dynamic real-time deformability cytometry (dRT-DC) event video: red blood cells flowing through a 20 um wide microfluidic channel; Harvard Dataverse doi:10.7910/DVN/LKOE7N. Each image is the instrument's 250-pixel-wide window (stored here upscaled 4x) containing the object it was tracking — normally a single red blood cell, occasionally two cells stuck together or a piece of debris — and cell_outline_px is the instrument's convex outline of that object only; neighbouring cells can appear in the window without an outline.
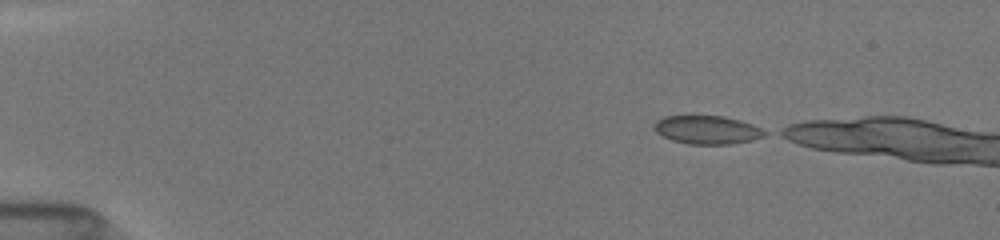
{"species": "common noctule bat (a hibernating species)", "species_latin": "Nyctalus noctula", "temperature_condition": "room temperature", "stored_images_in_passage": 5, "camera_frame_rate_fps": 3000, "um_per_image_px": 0.085, "animal": {"sex": "female", "body_mass_g": 19.5, "forearm_length_mm": 54.1}, "frame": {"image": 1, "passage_image": 1, "time_ms": 0.0, "image_size_px": [1000, 240], "cell_outline_px": [[768, 132], [764, 136], [752, 140], [728, 144], [688, 144], [672, 140], [656, 132], [656, 120], [664, 116], [724, 116], [740, 120], [752, 124]], "centroid_in_image_um": [60.13, 11.03], "position_along_channel_um": 24.9, "area_um2": 18.09}}